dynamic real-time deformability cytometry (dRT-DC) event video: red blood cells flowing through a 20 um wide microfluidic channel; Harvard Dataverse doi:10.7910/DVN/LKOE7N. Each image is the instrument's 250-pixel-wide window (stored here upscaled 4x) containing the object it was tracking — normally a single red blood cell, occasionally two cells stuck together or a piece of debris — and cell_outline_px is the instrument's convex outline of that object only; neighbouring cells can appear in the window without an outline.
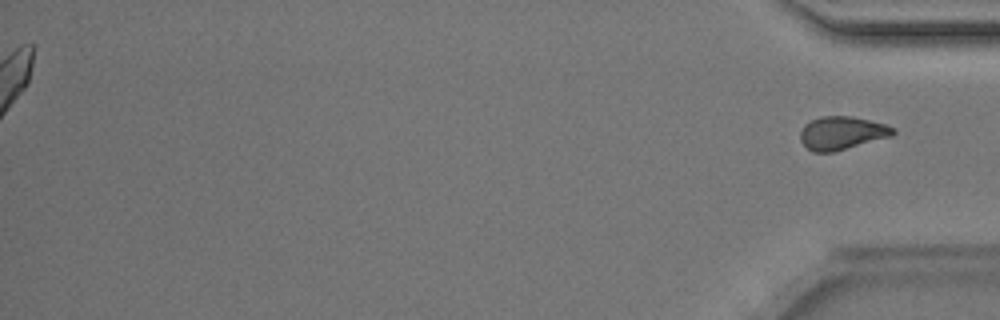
{"species": "Egyptian fruit bat (a non-hibernating species)", "species_latin": "Rousettus aegyptiacus", "temperature_condition": "room temperature", "stored_images_in_passage": 35, "segment_of_instrument_passage": [2, 2], "camera_frame_rate_fps": 3000, "um_per_image_px": 0.085, "animal": {"sex": "male"}, "frame": {"image": 1, "passage_image": 35, "time_ms": 11.333, "image_size_px": [1000, 320], "cell_outline_px": [[896, 132], [892, 136], [832, 152], [812, 152], [800, 140], [800, 132], [804, 124], [820, 116], [852, 116], [884, 124], [896, 128]], "centroid_in_image_um": [71.55, 11.3], "position_along_channel_um": 363.6, "area_um2": 17.86}}